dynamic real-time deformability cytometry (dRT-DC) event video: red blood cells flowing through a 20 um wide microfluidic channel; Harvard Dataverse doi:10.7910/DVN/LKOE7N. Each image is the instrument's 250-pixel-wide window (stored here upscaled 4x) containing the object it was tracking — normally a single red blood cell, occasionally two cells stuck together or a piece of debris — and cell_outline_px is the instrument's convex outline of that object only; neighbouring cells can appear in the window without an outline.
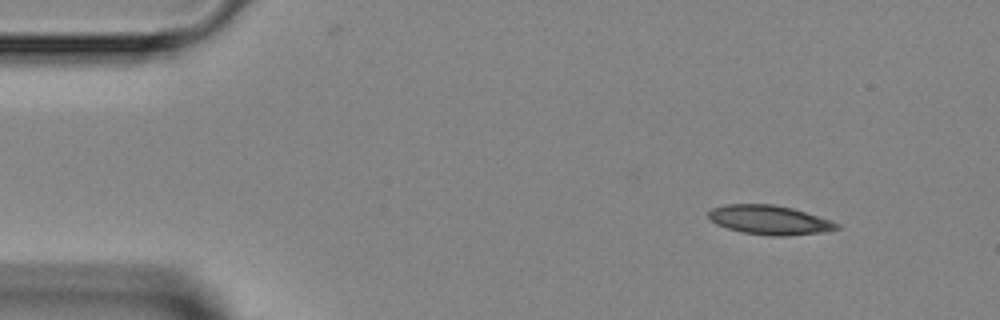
{"species": "Egyptian fruit bat (a non-hibernating species)", "species_latin": "Rousettus aegyptiacus", "temperature_condition": "room temperature", "stored_images_in_passage": 4, "camera_frame_rate_fps": 3000, "um_per_image_px": 0.085, "animal": {"sex": "female"}, "frame": {"image": 1, "passage_image": 1, "time_ms": 0.0, "image_size_px": [1000, 320], "cell_outline_px": [[840, 228], [824, 232], [788, 236], [768, 236], [744, 232], [728, 228], [716, 224], [708, 216], [708, 212], [712, 208], [724, 204], [772, 204], [792, 208], [832, 220], [840, 224]], "centroid_in_image_um": [65.44, 18.7], "position_along_channel_um": 19.6, "area_um2": 21.91}}
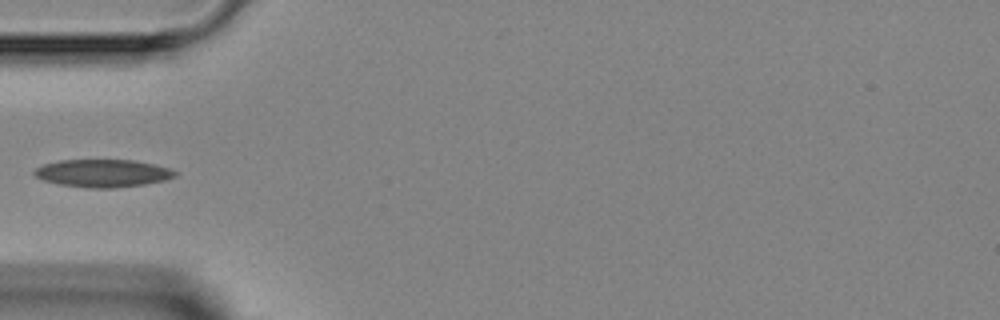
{"frame": {"image": 2, "passage_image": 4, "time_ms": 3.333, "image_size_px": [1000, 320], "cell_outline_px": [[176, 176], [164, 180], [144, 184], [112, 188], [88, 188], [60, 184], [44, 180], [36, 176], [32, 172], [36, 168], [44, 164], [60, 160], [132, 160], [152, 164], [168, 168], [176, 172]], "centroid_in_image_um": [8.71, 14.72], "position_along_channel_um": 76.3, "area_um2": 22.43}}